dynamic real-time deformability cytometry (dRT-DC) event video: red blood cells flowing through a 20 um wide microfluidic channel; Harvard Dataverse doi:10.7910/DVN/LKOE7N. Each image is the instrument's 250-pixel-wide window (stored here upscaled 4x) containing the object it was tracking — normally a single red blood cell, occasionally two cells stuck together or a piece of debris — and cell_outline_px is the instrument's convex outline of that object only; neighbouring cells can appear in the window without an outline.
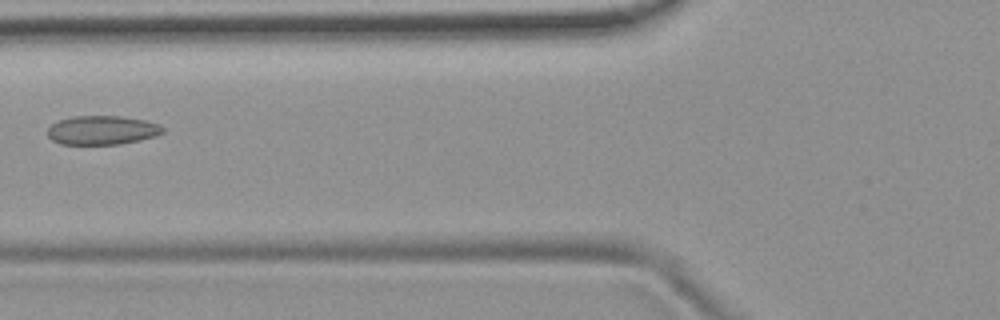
{"species": "common noctule bat (a hibernating species)", "species_latin": "Nyctalus noctula", "temperature_condition": "room temperature", "stored_images_in_passage": 6, "camera_frame_rate_fps": 3000, "um_per_image_px": 0.085, "animal": {"sex": "female", "body_mass_g": 19.9}, "frame": {"image": 1, "passage_image": 5, "time_ms": 1.333, "image_size_px": [1000, 320], "cell_outline_px": [[164, 132], [156, 136], [140, 140], [120, 144], [60, 144], [52, 140], [48, 136], [48, 128], [52, 124], [60, 120], [72, 116], [120, 116], [144, 120], [160, 124], [164, 128]], "centroid_in_image_um": [8.7, 11.06], "position_along_channel_um": 117.1, "area_um2": 19.48}}
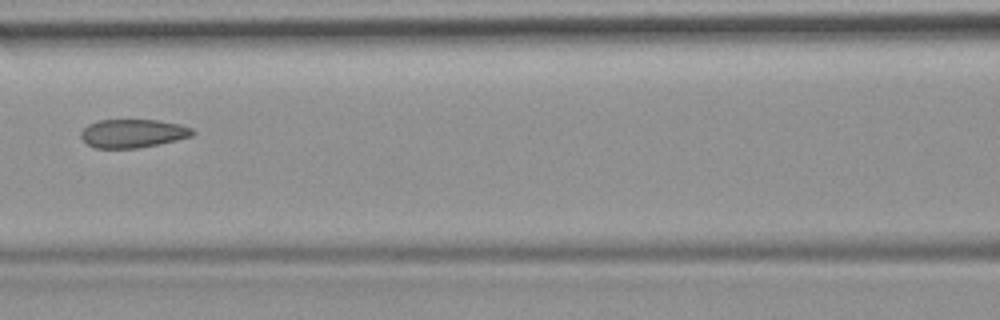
{"frame": {"image": 2, "passage_image": 6, "time_ms": 1.667, "image_size_px": [1000, 320], "cell_outline_px": [[196, 132], [192, 136], [160, 144], [140, 148], [96, 148], [88, 144], [80, 136], [80, 132], [88, 124], [100, 120], [160, 120], [180, 124], [192, 128]], "centroid_in_image_um": [11.32, 11.34], "position_along_channel_um": 155.3, "area_um2": 18.61}}